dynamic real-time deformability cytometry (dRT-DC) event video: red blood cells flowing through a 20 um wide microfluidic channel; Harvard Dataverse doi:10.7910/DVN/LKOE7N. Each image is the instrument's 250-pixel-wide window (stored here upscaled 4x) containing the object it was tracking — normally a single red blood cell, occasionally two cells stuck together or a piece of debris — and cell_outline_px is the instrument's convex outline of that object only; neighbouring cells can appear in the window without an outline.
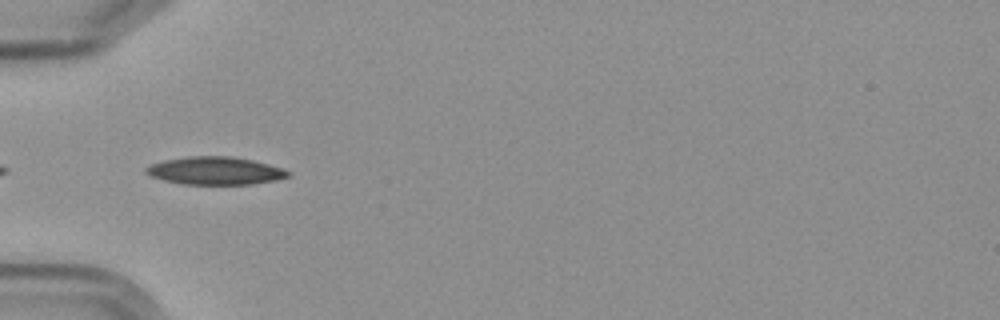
{"species": "Egyptian fruit bat (a non-hibernating species)", "species_latin": "Rousettus aegyptiacus", "temperature_condition": "cold", "stored_images_in_passage": 6, "camera_frame_rate_fps": 3000, "um_per_image_px": 0.085, "frame": {"image": 1, "passage_image": 1, "time_ms": 0.0, "image_size_px": [1000, 320], "cell_outline_px": [[292, 172], [288, 176], [276, 180], [252, 184], [180, 184], [164, 180], [152, 176], [144, 172], [144, 168], [152, 164], [164, 160], [192, 156], [232, 156], [252, 160], [284, 168]], "centroid_in_image_um": [18.31, 14.51], "position_along_channel_um": 66.7, "area_um2": 23.0}}
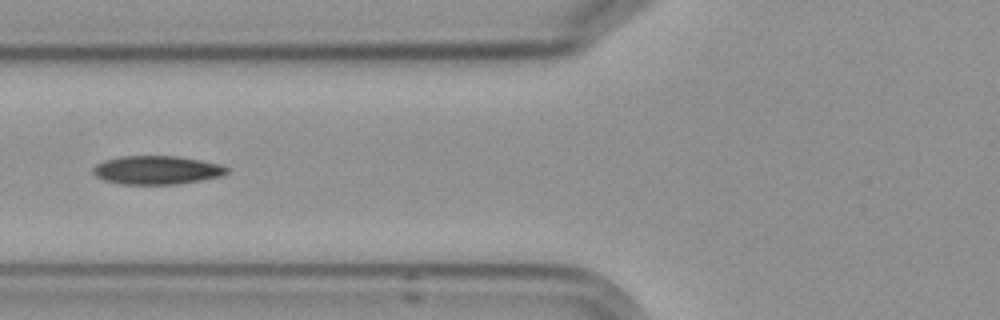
{"frame": {"image": 2, "passage_image": 2, "time_ms": 1.333, "image_size_px": [1000, 320], "cell_outline_px": [[232, 168], [228, 172], [220, 176], [180, 184], [120, 184], [104, 180], [96, 176], [92, 172], [92, 168], [96, 164], [104, 160], [120, 156], [180, 156], [220, 164]], "centroid_in_image_um": [13.33, 14.45], "position_along_channel_um": 112.5, "area_um2": 22.43}}
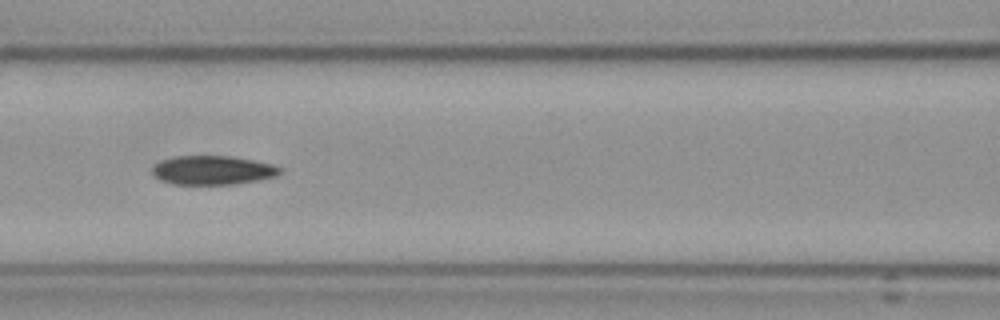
{"frame": {"image": 3, "passage_image": 3, "time_ms": 2.333, "image_size_px": [1000, 320], "cell_outline_px": [[280, 172], [276, 176], [236, 184], [172, 184], [160, 180], [152, 172], [152, 168], [160, 160], [176, 156], [228, 156], [252, 160], [272, 164], [280, 168]], "centroid_in_image_um": [18.04, 14.47], "position_along_channel_um": 148.6, "area_um2": 21.33}}